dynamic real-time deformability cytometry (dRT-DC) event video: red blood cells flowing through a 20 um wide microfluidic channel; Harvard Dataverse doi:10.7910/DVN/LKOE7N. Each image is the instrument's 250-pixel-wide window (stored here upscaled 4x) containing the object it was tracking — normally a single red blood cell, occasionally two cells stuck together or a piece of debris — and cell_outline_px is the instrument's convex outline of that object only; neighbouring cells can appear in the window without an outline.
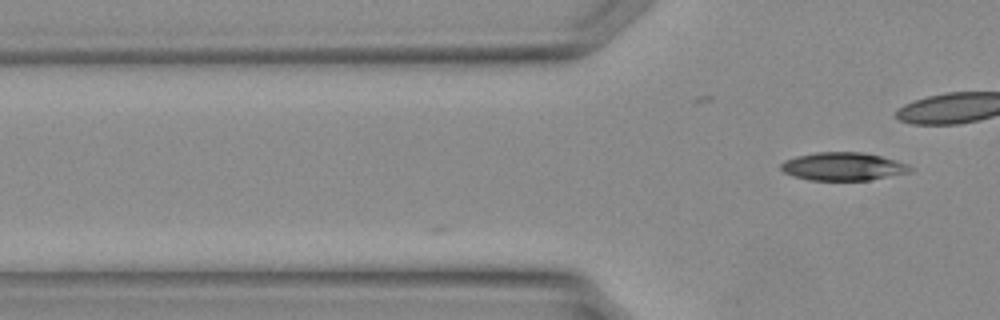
{"species": "Egyptian fruit bat (a non-hibernating species)", "species_latin": "Rousettus aegyptiacus", "temperature_condition": "warm", "stored_images_in_passage": 3, "camera_frame_rate_fps": 3000, "um_per_image_px": 0.085, "animal": {"sex": "female"}, "frame": {"image": 1, "passage_image": 3, "time_ms": 0.667, "image_size_px": [1000, 320], "cell_outline_px": [[912, 172], [872, 180], [808, 180], [792, 176], [784, 172], [780, 168], [780, 164], [784, 160], [796, 156], [816, 152], [864, 152], [880, 156], [908, 164], [912, 168]], "centroid_in_image_um": [71.65, 14.15], "position_along_channel_um": 54.1, "area_um2": 21.33}}